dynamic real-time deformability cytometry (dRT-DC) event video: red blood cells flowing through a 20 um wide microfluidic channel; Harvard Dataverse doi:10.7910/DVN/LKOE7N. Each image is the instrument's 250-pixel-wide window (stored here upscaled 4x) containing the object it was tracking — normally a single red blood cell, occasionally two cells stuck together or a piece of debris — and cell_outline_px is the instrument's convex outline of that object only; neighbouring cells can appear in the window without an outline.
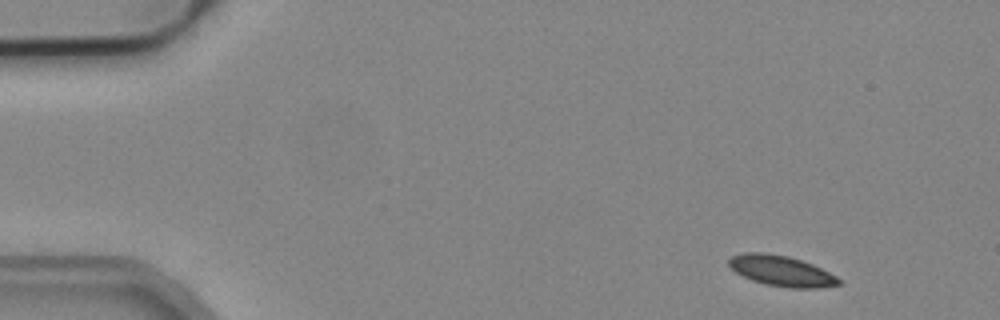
{"species": "common noctule bat (a hibernating species)", "species_latin": "Nyctalus noctula", "temperature_condition": "cold", "stored_images_in_passage": 3, "camera_frame_rate_fps": 3000, "um_per_image_px": 0.085, "animal": {"sex": "male", "body_mass_g": 19.2, "forearm_length_mm": 51.8}, "frame": {"image": 1, "passage_image": 1, "time_ms": 0.0, "image_size_px": [1000, 320], "cell_outline_px": [[840, 284], [820, 288], [788, 288], [764, 284], [752, 280], [736, 272], [728, 264], [728, 260], [732, 256], [744, 252], [764, 252], [788, 256], [812, 264], [836, 276], [840, 280]], "centroid_in_image_um": [66.4, 23.03], "position_along_channel_um": 18.6, "area_um2": 19.48}}
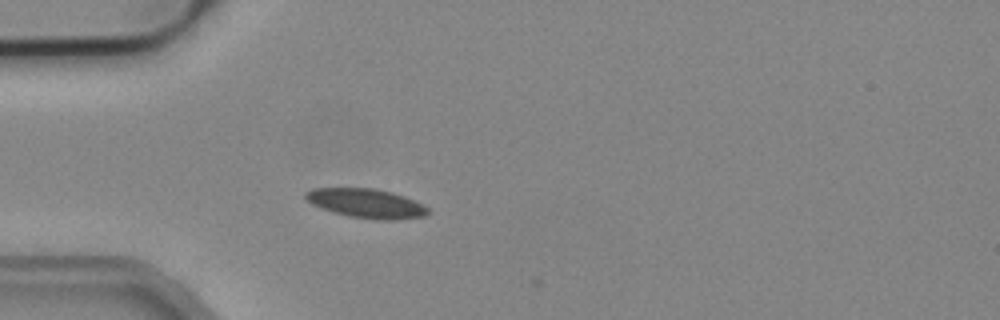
{"frame": {"image": 2, "passage_image": 3, "time_ms": 0.667, "image_size_px": [1000, 320], "cell_outline_px": [[428, 212], [424, 216], [392, 220], [376, 220], [348, 216], [312, 204], [304, 196], [304, 192], [312, 188], [372, 188], [392, 192], [404, 196], [428, 208]], "centroid_in_image_um": [31.11, 17.28], "position_along_channel_um": 53.9, "area_um2": 20.52}}